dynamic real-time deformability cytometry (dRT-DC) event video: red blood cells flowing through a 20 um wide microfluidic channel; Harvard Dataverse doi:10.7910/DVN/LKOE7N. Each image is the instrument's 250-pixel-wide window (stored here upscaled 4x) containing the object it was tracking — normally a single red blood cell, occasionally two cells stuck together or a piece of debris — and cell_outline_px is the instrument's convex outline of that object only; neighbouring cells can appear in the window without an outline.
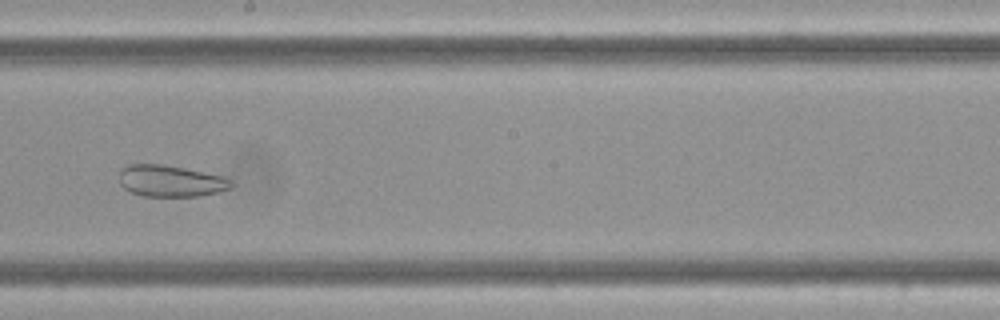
{"species": "Egyptian fruit bat (a non-hibernating species)", "species_latin": "Rousettus aegyptiacus", "temperature_condition": "cold", "stored_images_in_passage": 13, "camera_frame_rate_fps": 3000, "um_per_image_px": 0.085, "frame": {"image": 1, "passage_image": 10, "time_ms": 3.0, "image_size_px": [1000, 320], "cell_outline_px": [[232, 188], [216, 192], [196, 196], [144, 196], [132, 192], [124, 188], [120, 184], [120, 168], [128, 164], [160, 164], [184, 168], [224, 176], [232, 180]], "centroid_in_image_um": [14.49, 15.37], "position_along_channel_um": 233.7, "area_um2": 20.52}}
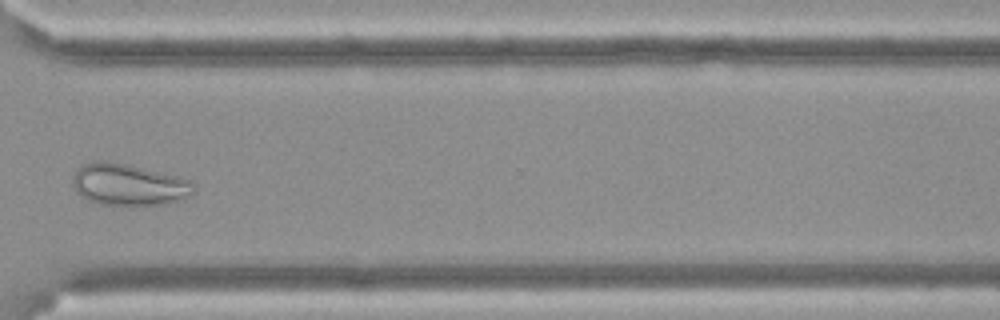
{"frame": {"image": 2, "passage_image": 13, "time_ms": 4.0, "image_size_px": [1000, 320], "cell_outline_px": [[196, 192], [180, 200], [164, 204], [96, 204], [80, 196], [76, 192], [72, 180], [72, 176], [76, 168], [92, 160], [108, 160], [176, 176], [188, 180], [192, 184]], "centroid_in_image_um": [10.86, 15.68], "position_along_channel_um": 359.7, "area_um2": 29.25}}